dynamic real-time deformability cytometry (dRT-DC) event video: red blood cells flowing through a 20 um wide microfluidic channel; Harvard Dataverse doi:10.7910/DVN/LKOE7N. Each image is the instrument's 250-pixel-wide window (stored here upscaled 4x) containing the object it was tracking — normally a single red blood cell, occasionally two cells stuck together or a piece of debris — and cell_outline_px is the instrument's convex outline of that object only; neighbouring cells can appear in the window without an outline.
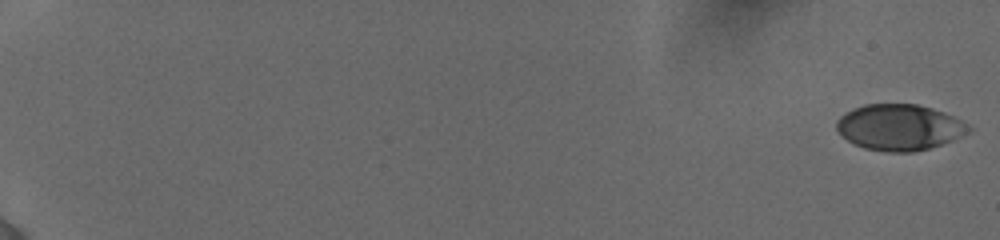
{"species": "human", "species_latin": "Homo sapiens", "temperature_condition": "cold", "stored_images_in_passage": 139, "camera_frame_rate_fps": 3000, "um_per_image_px": 0.085, "donor": {"sex": "female"}, "frame": {"image": 1, "passage_image": 1, "time_ms": 0.0, "image_size_px": [1000, 240], "cell_outline_px": [[972, 128], [968, 132], [952, 140], [928, 148], [912, 152], [888, 152], [864, 148], [852, 144], [836, 128], [836, 120], [840, 116], [864, 104], [916, 104], [932, 108], [944, 112], [960, 120]], "centroid_in_image_um": [76.43, 10.82], "position_along_channel_um": 8.6, "area_um2": 35.03}}
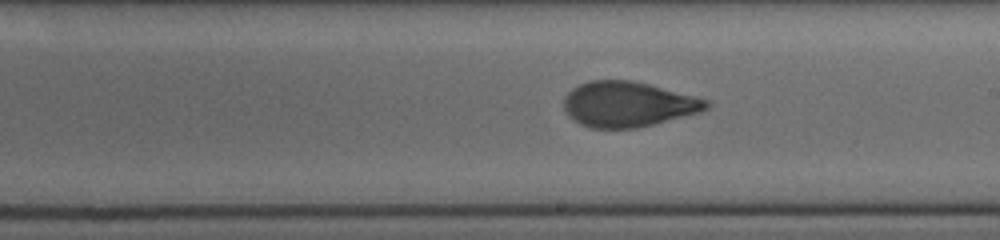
{"frame": {"image": 2, "passage_image": 81, "time_ms": 11.667, "image_size_px": [1000, 240], "cell_outline_px": [[712, 104], [708, 108], [700, 112], [636, 128], [592, 128], [580, 124], [568, 116], [564, 108], [564, 96], [572, 88], [588, 80], [632, 80], [648, 84], [708, 100]], "centroid_in_image_um": [53.34, 8.86], "position_along_channel_um": 235.7, "area_um2": 37.4}}
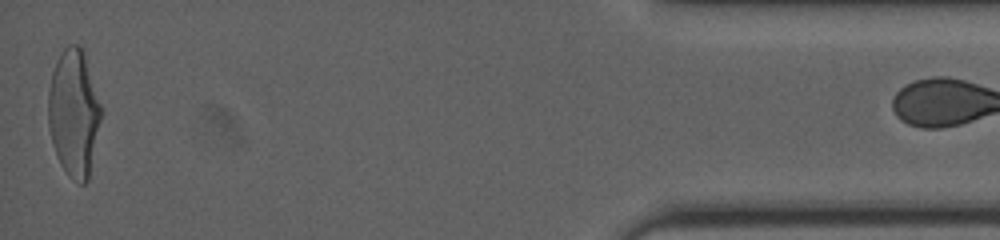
{"frame": {"image": 3, "passage_image": 136, "time_ms": 18.333, "image_size_px": [1000, 240], "cell_outline_px": [[100, 120], [88, 180], [84, 184], [80, 184], [72, 180], [68, 176], [60, 164], [48, 128], [48, 92], [52, 72], [56, 60], [60, 52], [68, 44], [76, 44], [84, 52], [100, 104]], "centroid_in_image_um": [6.25, 9.6], "position_along_channel_um": 429.0, "area_um2": 38.73}}